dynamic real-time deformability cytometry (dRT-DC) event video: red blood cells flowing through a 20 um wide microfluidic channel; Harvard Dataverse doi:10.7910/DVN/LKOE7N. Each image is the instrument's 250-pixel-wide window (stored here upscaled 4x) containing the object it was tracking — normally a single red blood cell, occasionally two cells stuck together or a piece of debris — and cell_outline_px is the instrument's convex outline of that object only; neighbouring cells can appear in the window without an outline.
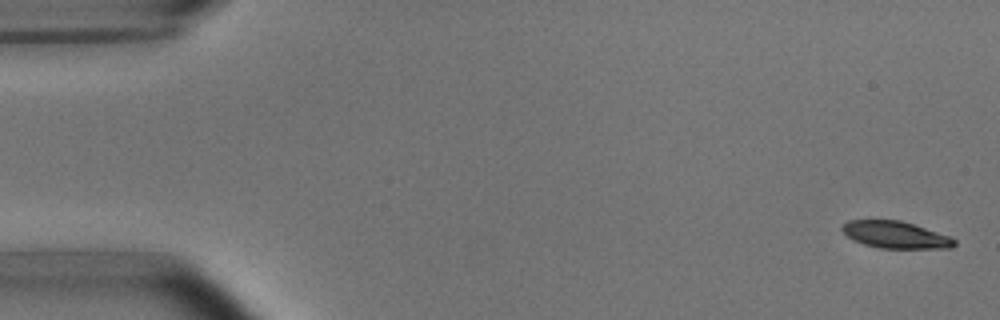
{"species": "common noctule bat (a hibernating species)", "species_latin": "Nyctalus noctula", "temperature_condition": "room temperature", "stored_images_in_passage": 6, "segment_of_instrument_passage": [1, 2], "camera_frame_rate_fps": 3000, "um_per_image_px": 0.085, "animal": {"sex": "male", "body_mass_g": 15.6}, "frame": {"image": 1, "passage_image": 1, "time_ms": 0.0, "image_size_px": [1000, 320], "cell_outline_px": [[956, 244], [952, 248], [880, 248], [864, 244], [852, 240], [840, 228], [848, 220], [900, 220], [948, 236], [956, 240]], "centroid_in_image_um": [76.09, 19.96], "position_along_channel_um": 8.9, "area_um2": 17.4}}
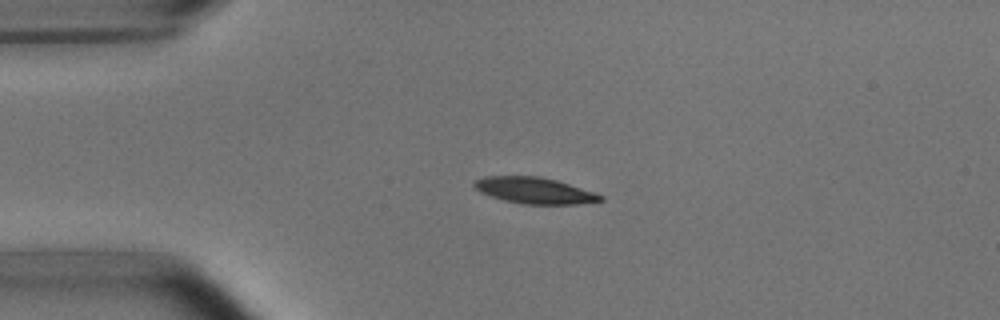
{"frame": {"image": 2, "passage_image": 4, "time_ms": 3.667, "image_size_px": [1000, 320], "cell_outline_px": [[604, 200], [576, 204], [524, 204], [504, 200], [480, 192], [472, 184], [476, 180], [484, 176], [540, 176], [556, 180], [596, 192], [604, 196]], "centroid_in_image_um": [45.46, 16.19], "position_along_channel_um": 39.5, "area_um2": 19.25}}